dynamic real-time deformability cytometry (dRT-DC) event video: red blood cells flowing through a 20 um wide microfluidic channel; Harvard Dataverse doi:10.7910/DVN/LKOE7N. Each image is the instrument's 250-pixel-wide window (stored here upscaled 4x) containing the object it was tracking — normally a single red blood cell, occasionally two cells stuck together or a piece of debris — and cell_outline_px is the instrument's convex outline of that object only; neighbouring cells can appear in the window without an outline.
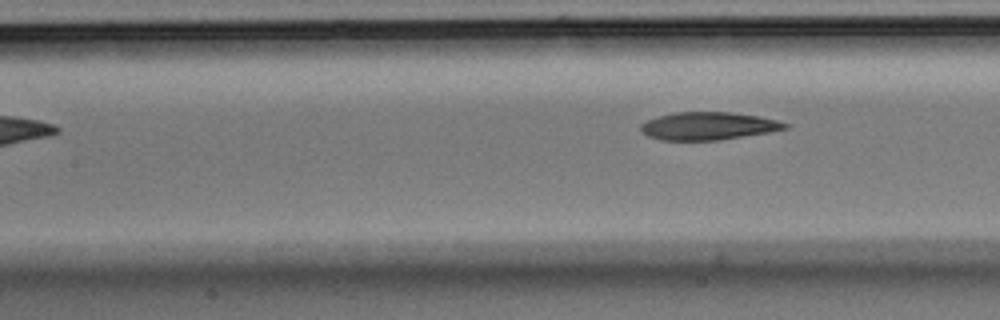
{"species": "Egyptian fruit bat (a non-hibernating species)", "species_latin": "Rousettus aegyptiacus", "temperature_condition": "room temperature", "stored_images_in_passage": 4, "camera_frame_rate_fps": 3000, "um_per_image_px": 0.085, "animal": {"sex": "male"}, "frame": {"image": 1, "passage_image": 4, "time_ms": 1.0, "image_size_px": [1000, 320], "cell_outline_px": [[792, 124], [788, 128], [768, 132], [720, 140], [660, 140], [648, 136], [640, 132], [640, 124], [656, 116], [672, 112], [732, 112], [756, 116], [776, 120]], "centroid_in_image_um": [60.16, 10.7], "position_along_channel_um": 147.2, "area_um2": 23.47}}